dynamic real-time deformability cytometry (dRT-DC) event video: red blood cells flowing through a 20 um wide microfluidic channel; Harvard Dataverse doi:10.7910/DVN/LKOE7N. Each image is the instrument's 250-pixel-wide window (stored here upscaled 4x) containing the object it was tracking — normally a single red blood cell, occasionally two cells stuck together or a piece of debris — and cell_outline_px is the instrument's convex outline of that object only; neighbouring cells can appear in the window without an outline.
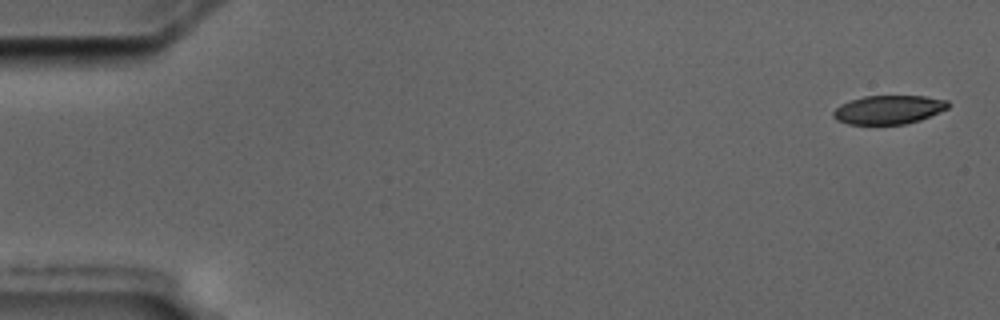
{"species": "common noctule bat (a hibernating species)", "species_latin": "Nyctalus noctula", "temperature_condition": "cold", "stored_images_in_passage": 10, "camera_frame_rate_fps": 3000, "um_per_image_px": 0.085, "animal": {"sex": "male", "body_mass_g": 17.5, "forearm_length_mm": 52.3}, "frame": {"image": 1, "passage_image": 1, "time_ms": 0.0, "image_size_px": [1000, 320], "cell_outline_px": [[948, 108], [920, 120], [904, 124], [848, 124], [836, 120], [832, 116], [832, 112], [840, 104], [864, 96], [924, 96], [948, 100]], "centroid_in_image_um": [75.51, 9.32], "position_along_channel_um": 9.5, "area_um2": 19.13}}
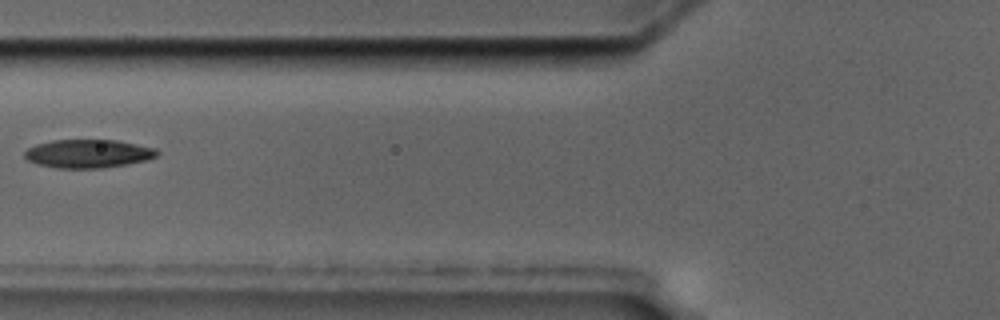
{"frame": {"image": 2, "passage_image": 7, "time_ms": 7.0, "image_size_px": [1000, 320], "cell_outline_px": [[160, 152], [156, 156], [148, 160], [128, 164], [104, 168], [56, 168], [36, 164], [28, 160], [24, 156], [24, 152], [28, 148], [36, 144], [52, 140], [116, 140], [156, 148]], "centroid_in_image_um": [7.5, 13.06], "position_along_channel_um": 118.3, "area_um2": 22.08}}
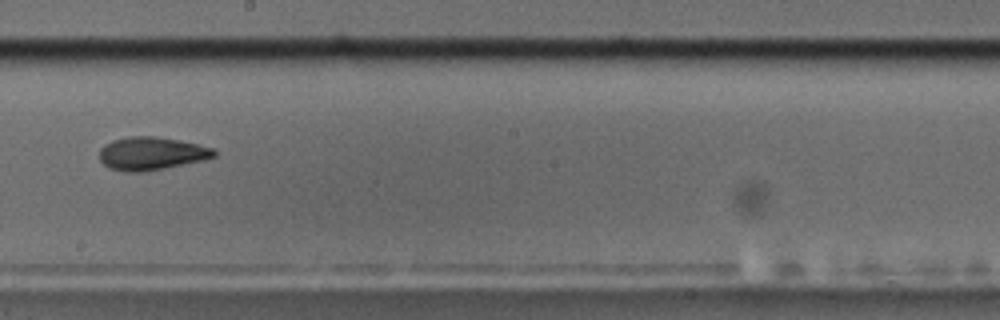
{"frame": {"image": 3, "passage_image": 10, "time_ms": 10.333, "image_size_px": [1000, 320], "cell_outline_px": [[216, 156], [204, 160], [144, 172], [128, 172], [108, 168], [100, 160], [100, 148], [104, 144], [112, 140], [128, 136], [156, 136], [180, 140], [216, 148]], "centroid_in_image_um": [12.88, 13.04], "position_along_channel_um": 235.3, "area_um2": 22.31}}